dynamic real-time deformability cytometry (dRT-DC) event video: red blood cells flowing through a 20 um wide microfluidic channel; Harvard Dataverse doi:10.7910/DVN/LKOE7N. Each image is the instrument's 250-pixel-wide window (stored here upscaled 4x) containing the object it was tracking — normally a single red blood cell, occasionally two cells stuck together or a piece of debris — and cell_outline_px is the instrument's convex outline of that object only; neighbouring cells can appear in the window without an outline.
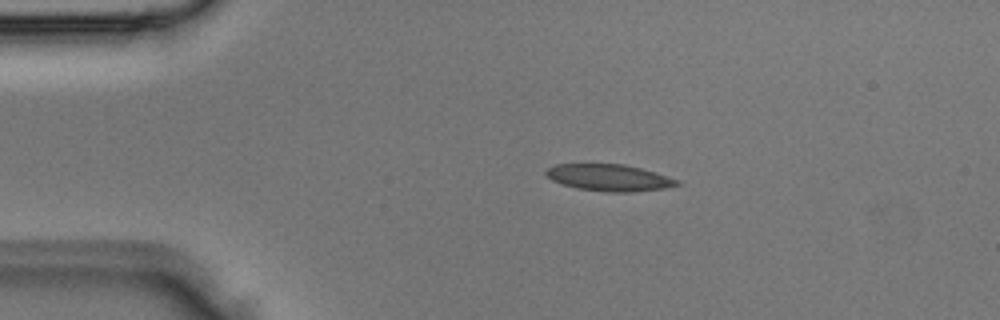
{"species": "Egyptian fruit bat (a non-hibernating species)", "species_latin": "Rousettus aegyptiacus", "temperature_condition": "room temperature", "stored_images_in_passage": 3, "camera_frame_rate_fps": 3000, "um_per_image_px": 0.085, "animal": {"sex": "male"}, "frame": {"image": 1, "passage_image": 1, "time_ms": 0.0, "image_size_px": [1000, 320], "cell_outline_px": [[684, 184], [664, 188], [632, 192], [612, 192], [576, 188], [552, 180], [544, 172], [548, 168], [556, 164], [624, 164], [656, 172], [680, 180]], "centroid_in_image_um": [51.84, 15.1], "position_along_channel_um": 33.2, "area_um2": 20.35}}
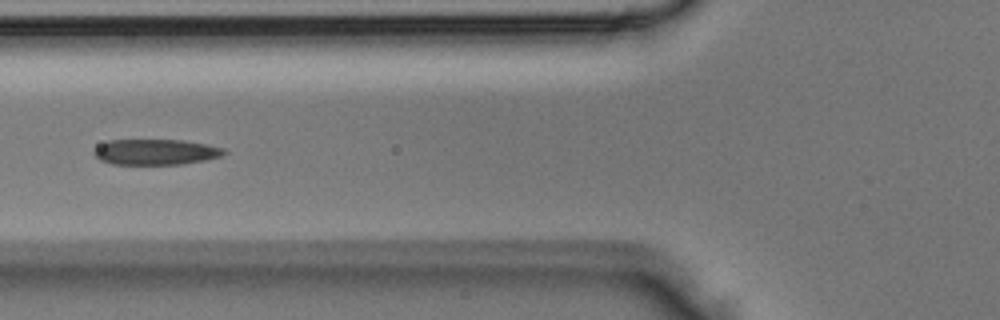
{"frame": {"image": 2, "passage_image": 3, "time_ms": 0.667, "image_size_px": [1000, 320], "cell_outline_px": [[228, 152], [220, 156], [204, 160], [180, 164], [112, 164], [100, 160], [92, 152], [100, 144], [108, 140], [184, 140], [208, 144], [224, 148]], "centroid_in_image_um": [13.24, 12.91], "position_along_channel_um": 112.6, "area_um2": 19.42}}